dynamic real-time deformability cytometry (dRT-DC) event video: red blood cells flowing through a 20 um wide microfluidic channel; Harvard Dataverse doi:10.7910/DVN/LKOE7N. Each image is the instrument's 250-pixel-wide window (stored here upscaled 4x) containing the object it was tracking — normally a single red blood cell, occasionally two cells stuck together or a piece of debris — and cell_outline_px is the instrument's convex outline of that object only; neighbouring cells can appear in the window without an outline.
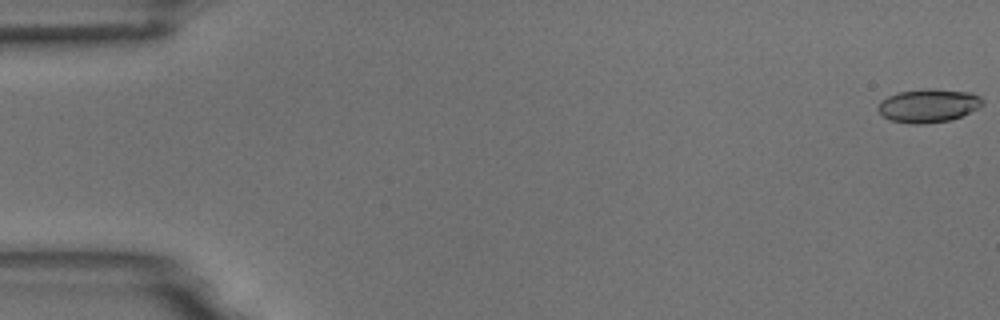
{"species": "common noctule bat (a hibernating species)", "species_latin": "Nyctalus noctula", "temperature_condition": "room temperature", "stored_images_in_passage": 5, "camera_frame_rate_fps": 3000, "um_per_image_px": 0.085, "animal": {"sex": "male", "body_mass_g": 18.8}, "frame": {"image": 1, "passage_image": 1, "time_ms": 0.0, "image_size_px": [1000, 320], "cell_outline_px": [[984, 104], [960, 116], [948, 120], [924, 124], [912, 124], [892, 120], [884, 116], [876, 108], [880, 100], [888, 96], [900, 92], [928, 88], [932, 88], [972, 92], [980, 96], [984, 100]], "centroid_in_image_um": [78.91, 8.96], "position_along_channel_um": 6.1, "area_um2": 20.29}}
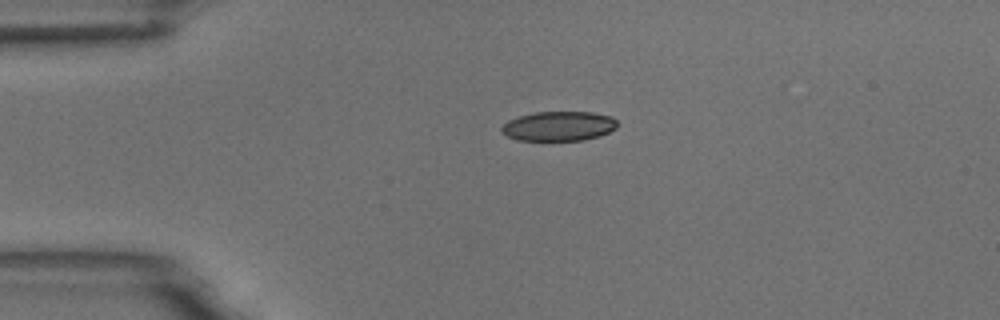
{"frame": {"image": 2, "passage_image": 4, "time_ms": 4.0, "image_size_px": [1000, 320], "cell_outline_px": [[620, 124], [616, 128], [600, 136], [584, 140], [516, 140], [508, 136], [500, 128], [508, 120], [520, 116], [536, 112], [592, 112], [612, 116]], "centroid_in_image_um": [47.54, 10.72], "position_along_channel_um": 37.5, "area_um2": 19.94}}